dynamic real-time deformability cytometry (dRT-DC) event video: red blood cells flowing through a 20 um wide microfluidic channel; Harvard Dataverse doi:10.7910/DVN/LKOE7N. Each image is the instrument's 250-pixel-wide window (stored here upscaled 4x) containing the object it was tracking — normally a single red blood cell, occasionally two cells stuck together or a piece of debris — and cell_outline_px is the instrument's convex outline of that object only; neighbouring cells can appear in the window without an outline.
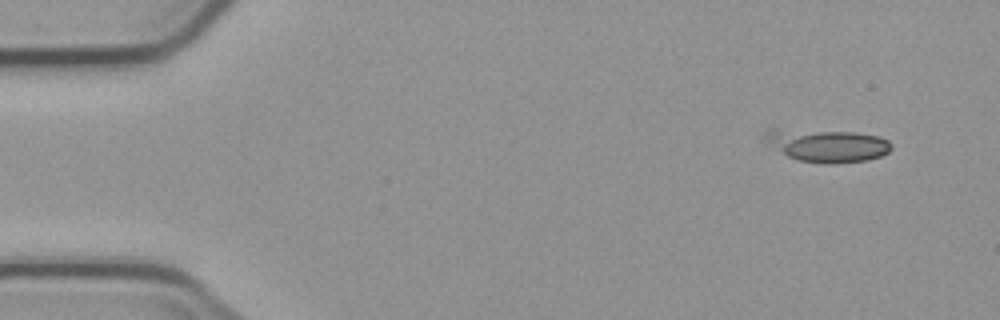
{"species": "common noctule bat (a hibernating species)", "species_latin": "Nyctalus noctula", "temperature_condition": "cold", "stored_images_in_passage": 5, "camera_frame_rate_fps": 3000, "um_per_image_px": 0.085, "animal": {"sex": "male", "body_mass_g": 23.1, "forearm_length_mm": 52.7}, "frame": {"image": 1, "passage_image": 5, "time_ms": 5.0, "image_size_px": [1000, 320], "cell_outline_px": [[892, 148], [888, 152], [880, 156], [868, 160], [828, 164], [824, 164], [796, 160], [788, 156], [768, 144], [764, 140], [764, 132], [768, 128], [776, 128], [852, 132], [876, 136], [888, 140], [892, 144]], "centroid_in_image_um": [70.25, 12.35], "position_along_channel_um": 14.8, "area_um2": 24.33}}